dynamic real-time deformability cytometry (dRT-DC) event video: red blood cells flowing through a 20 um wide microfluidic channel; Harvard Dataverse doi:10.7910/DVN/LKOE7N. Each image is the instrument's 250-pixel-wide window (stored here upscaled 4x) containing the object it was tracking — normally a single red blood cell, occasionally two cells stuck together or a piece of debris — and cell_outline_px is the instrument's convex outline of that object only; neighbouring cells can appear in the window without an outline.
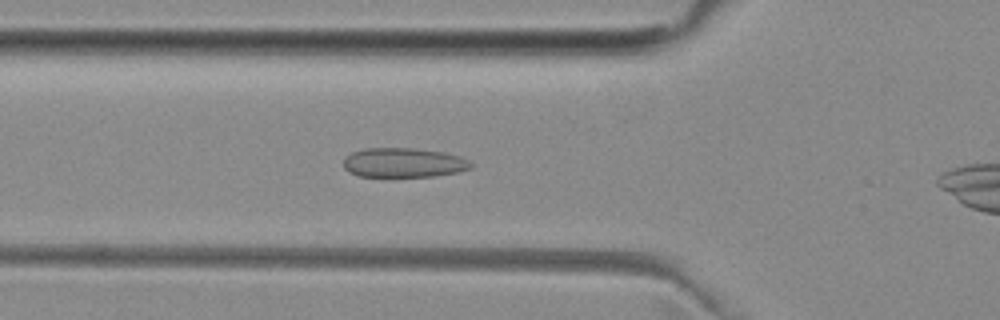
{"species": "common noctule bat (a hibernating species)", "species_latin": "Nyctalus noctula", "temperature_condition": "room temperature", "stored_images_in_passage": 20, "camera_frame_rate_fps": 3000, "um_per_image_px": 0.085, "animal": {"sex": "female", "body_mass_g": 29.2, "forearm_length_mm": 56.3}, "frame": {"image": 1, "passage_image": 10, "time_ms": 3.0, "image_size_px": [1000, 320], "cell_outline_px": [[472, 168], [460, 172], [432, 176], [360, 176], [348, 172], [344, 168], [344, 160], [352, 152], [364, 148], [412, 148], [444, 152], [460, 156], [468, 160], [472, 164]], "centroid_in_image_um": [34.33, 13.82], "position_along_channel_um": 91.5, "area_um2": 21.85}}
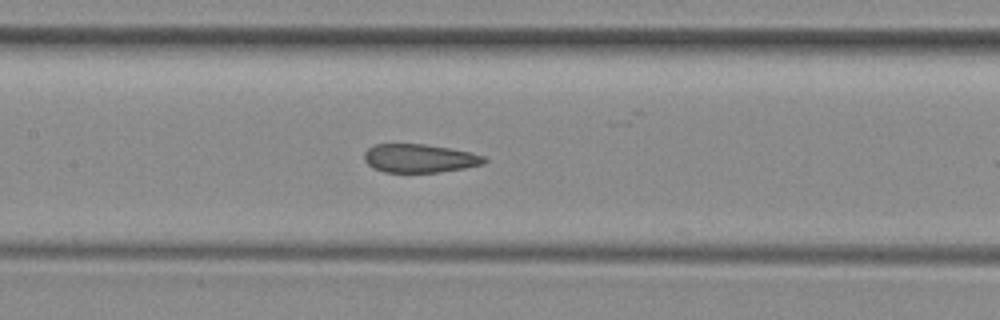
{"frame": {"image": 2, "passage_image": 16, "time_ms": 5.0, "image_size_px": [1000, 320], "cell_outline_px": [[488, 160], [484, 164], [464, 168], [440, 172], [384, 172], [372, 168], [364, 160], [364, 152], [368, 148], [376, 144], [424, 144], [448, 148], [468, 152], [484, 156]], "centroid_in_image_um": [35.64, 13.46], "position_along_channel_um": 171.8, "area_um2": 19.88}}
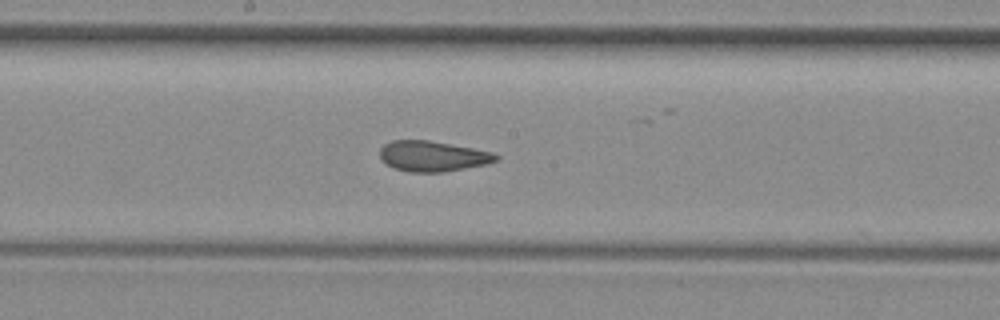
{"frame": {"image": 3, "passage_image": 19, "time_ms": 6.0, "image_size_px": [1000, 320], "cell_outline_px": [[500, 156], [496, 160], [488, 164], [444, 172], [408, 172], [392, 168], [384, 164], [380, 156], [380, 148], [384, 144], [392, 140], [428, 140], [472, 148], [492, 152]], "centroid_in_image_um": [36.74, 13.28], "position_along_channel_um": 211.5, "area_um2": 20.75}}